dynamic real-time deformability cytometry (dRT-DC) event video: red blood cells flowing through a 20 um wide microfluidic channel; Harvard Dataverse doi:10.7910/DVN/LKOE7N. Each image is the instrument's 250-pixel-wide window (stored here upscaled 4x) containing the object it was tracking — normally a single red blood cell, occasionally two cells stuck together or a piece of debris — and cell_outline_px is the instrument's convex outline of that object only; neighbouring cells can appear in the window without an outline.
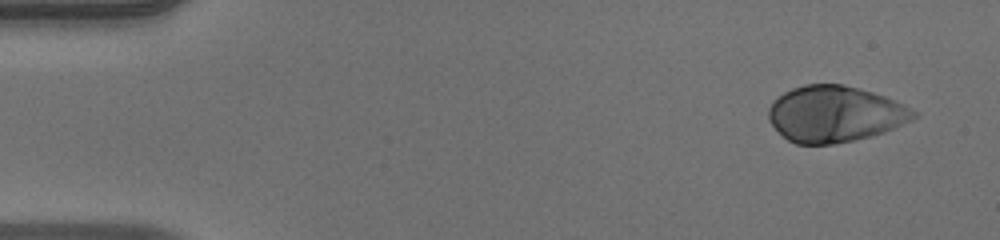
{"species": "human", "species_latin": "Homo sapiens", "temperature_condition": "warm", "stored_images_in_passage": 49, "camera_frame_rate_fps": 3000, "um_per_image_px": 0.085, "donor": {"sex": "male"}, "frame": {"image": 1, "passage_image": 1, "time_ms": 0.0, "image_size_px": [1000, 240], "cell_outline_px": [[916, 116], [912, 120], [884, 132], [872, 136], [832, 144], [796, 144], [788, 140], [768, 120], [768, 108], [772, 100], [784, 92], [792, 88], [804, 84], [844, 84], [872, 92], [884, 96], [904, 104], [912, 108], [916, 112]], "centroid_in_image_um": [70.95, 9.68], "position_along_channel_um": 14.1, "area_um2": 47.45}}
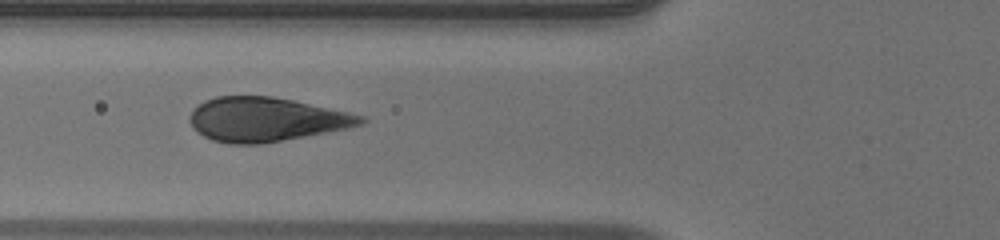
{"frame": {"image": 2, "passage_image": 17, "time_ms": 5.333, "image_size_px": [1000, 240], "cell_outline_px": [[368, 120], [364, 124], [348, 128], [328, 132], [260, 144], [232, 144], [212, 140], [204, 136], [188, 120], [188, 116], [204, 100], [216, 96], [272, 96], [292, 100], [368, 116]], "centroid_in_image_um": [22.66, 10.15], "position_along_channel_um": 103.1, "area_um2": 43.81}}
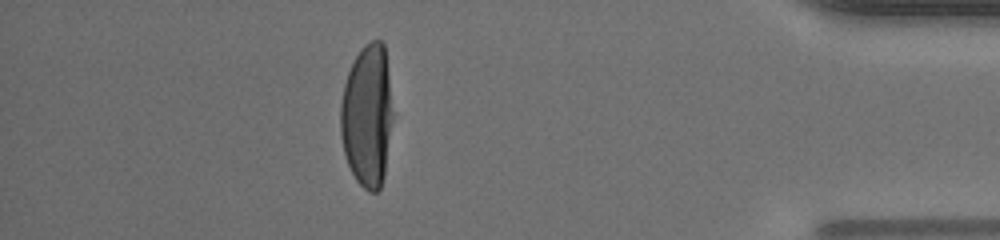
{"frame": {"image": 3, "passage_image": 43, "time_ms": 14.0, "image_size_px": [1000, 240], "cell_outline_px": [[392, 120], [384, 176], [380, 188], [376, 192], [368, 192], [356, 180], [348, 164], [344, 152], [340, 136], [340, 104], [344, 84], [348, 72], [356, 56], [364, 44], [372, 40], [380, 40], [384, 44], [388, 76], [392, 112]], "centroid_in_image_um": [31.19, 9.85], "position_along_channel_um": 404.0, "area_um2": 43.23}}